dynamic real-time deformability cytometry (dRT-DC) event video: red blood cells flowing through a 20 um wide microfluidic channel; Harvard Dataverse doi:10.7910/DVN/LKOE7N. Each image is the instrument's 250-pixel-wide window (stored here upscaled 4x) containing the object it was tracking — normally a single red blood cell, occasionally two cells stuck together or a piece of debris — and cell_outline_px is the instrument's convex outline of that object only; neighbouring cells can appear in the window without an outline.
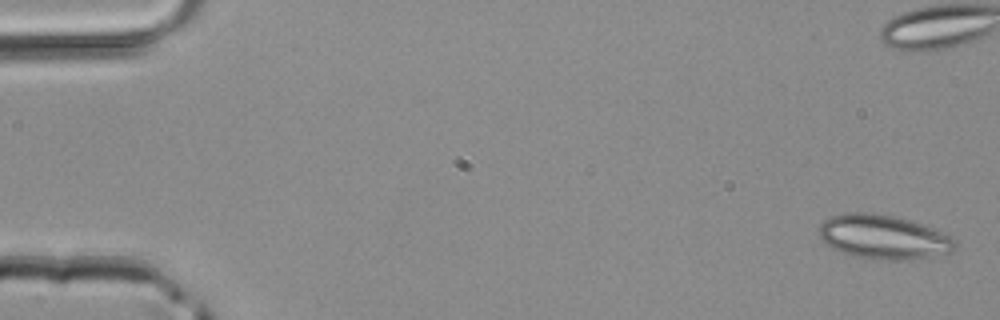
{"species": "common noctule bat (a hibernating species)", "species_latin": "Nyctalus noctula", "temperature_condition": "room temperature", "stored_images_in_passage": 5, "camera_frame_rate_fps": 3000, "um_per_image_px": 0.085, "animal": {"sex": "male", "body_mass_g": 20.4}, "frame": {"image": 1, "passage_image": 1, "time_ms": 0.0, "image_size_px": [1000, 320], "cell_outline_px": [[956, 248], [952, 252], [908, 260], [872, 260], [852, 256], [840, 252], [824, 244], [820, 236], [820, 224], [824, 220], [832, 216], [844, 212], [872, 212], [892, 216], [908, 220], [932, 228], [956, 240]], "centroid_in_image_um": [75.04, 20.16], "position_along_channel_um": 10.0, "area_um2": 35.14}}